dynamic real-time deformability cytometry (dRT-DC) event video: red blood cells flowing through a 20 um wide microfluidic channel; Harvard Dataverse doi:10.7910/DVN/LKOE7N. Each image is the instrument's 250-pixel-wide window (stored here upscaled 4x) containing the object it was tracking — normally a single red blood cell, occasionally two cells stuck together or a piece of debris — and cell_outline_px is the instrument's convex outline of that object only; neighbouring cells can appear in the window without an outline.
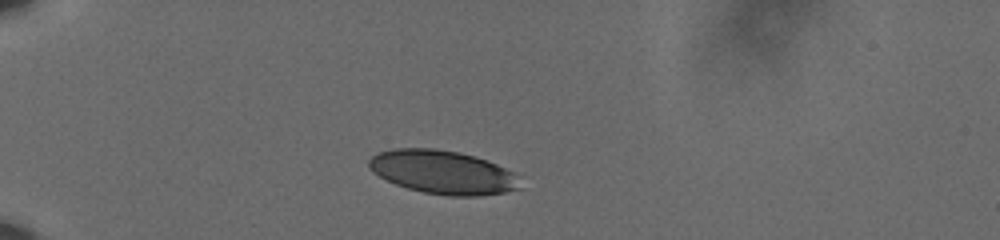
{"species": "human", "species_latin": "Homo sapiens", "temperature_condition": "cold", "stored_images_in_passage": 39, "camera_frame_rate_fps": 3000, "um_per_image_px": 0.085, "donor": {"sex": "male"}, "frame": {"image": 1, "passage_image": 1, "time_ms": 0.0, "image_size_px": [1000, 240], "cell_outline_px": [[520, 188], [504, 192], [480, 196], [448, 196], [424, 192], [408, 188], [396, 184], [372, 172], [368, 168], [368, 160], [372, 156], [380, 152], [392, 148], [432, 148], [456, 152], [472, 156], [496, 164], [512, 172]], "centroid_in_image_um": [37.56, 14.64], "position_along_channel_um": 47.4, "area_um2": 37.8}}
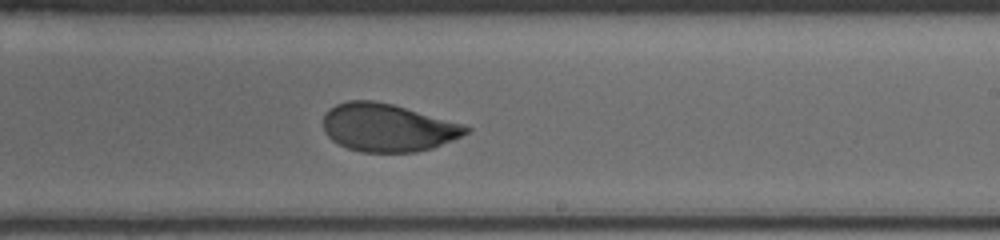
{"frame": {"image": 2, "passage_image": 22, "time_ms": 7.0, "image_size_px": [1000, 240], "cell_outline_px": [[472, 128], [468, 132], [452, 140], [432, 148], [416, 152], [360, 152], [348, 148], [332, 140], [324, 132], [324, 116], [328, 108], [336, 104], [348, 100], [372, 100], [392, 104], [464, 124]], "centroid_in_image_um": [32.94, 10.84], "position_along_channel_um": 256.1, "area_um2": 39.77}}
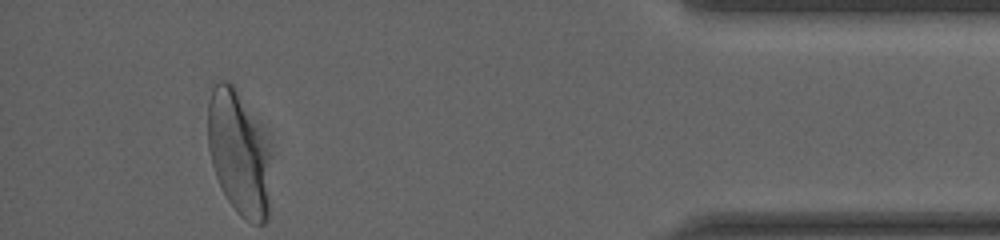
{"frame": {"image": 3, "passage_image": 39, "time_ms": 12.667, "image_size_px": [1000, 240], "cell_outline_px": [[268, 220], [264, 224], [256, 224], [240, 216], [236, 212], [228, 200], [216, 176], [212, 164], [208, 148], [208, 104], [212, 88], [220, 80], [224, 80], [232, 84], [236, 88], [264, 152], [268, 200]], "centroid_in_image_um": [20.15, 13.09], "position_along_channel_um": 415.0, "area_um2": 42.08}, "authors_computed_cell_mechanics": {"area_um2": 40.5178, "velocity_mm_per_s": 3.5921, "shape_relaxation_time_tau1_ms": 4.4305, "shape_relaxation_time_tau2_ms": null, "deformation_change_tau1": 0.1552, "deformation_change_tau2": null}}